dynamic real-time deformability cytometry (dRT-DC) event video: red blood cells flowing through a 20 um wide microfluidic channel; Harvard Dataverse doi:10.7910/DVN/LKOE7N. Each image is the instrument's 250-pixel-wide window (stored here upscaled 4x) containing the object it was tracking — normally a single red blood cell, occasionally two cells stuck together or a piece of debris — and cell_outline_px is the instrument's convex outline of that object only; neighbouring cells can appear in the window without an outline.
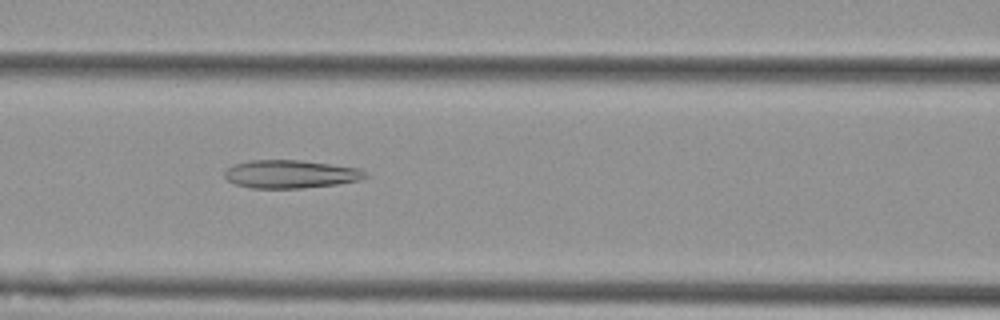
{"species": "Egyptian fruit bat (a non-hibernating species)", "species_latin": "Rousettus aegyptiacus", "temperature_condition": "cold", "stored_images_in_passage": 4, "camera_frame_rate_fps": 3000, "um_per_image_px": 0.085, "animal": {"sex": "female"}, "frame": {"image": 1, "passage_image": 4, "time_ms": 1.0, "image_size_px": [1000, 320], "cell_outline_px": [[368, 176], [360, 180], [336, 184], [300, 188], [252, 188], [236, 184], [228, 180], [224, 176], [224, 172], [232, 164], [248, 160], [300, 160], [332, 164], [360, 168]], "centroid_in_image_um": [24.68, 14.79], "position_along_channel_um": 141.9, "area_um2": 23.06}}